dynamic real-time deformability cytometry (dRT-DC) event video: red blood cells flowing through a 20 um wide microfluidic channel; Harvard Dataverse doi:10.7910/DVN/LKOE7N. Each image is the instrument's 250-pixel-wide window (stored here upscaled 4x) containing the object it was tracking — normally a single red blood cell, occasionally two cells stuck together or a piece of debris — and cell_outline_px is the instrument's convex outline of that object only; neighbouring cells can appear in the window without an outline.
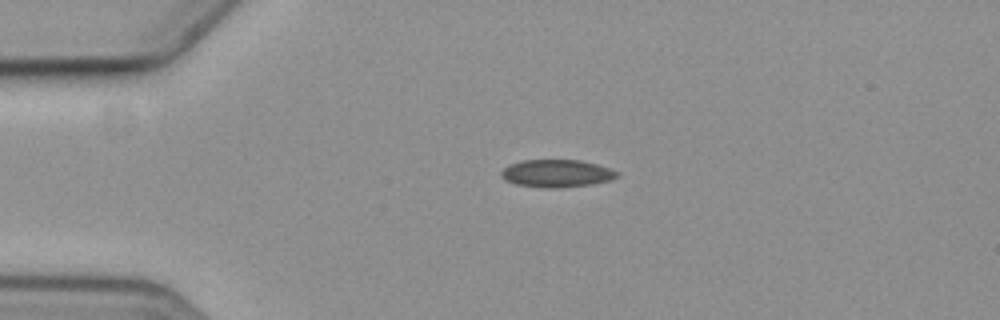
{"species": "common noctule bat (a hibernating species)", "species_latin": "Nyctalus noctula", "temperature_condition": "cold", "stored_images_in_passage": 3, "camera_frame_rate_fps": 3000, "um_per_image_px": 0.085, "animal": {"sex": "female", "body_mass_g": 19.3, "forearm_length_mm": 54.1}, "frame": {"image": 1, "passage_image": 1, "time_ms": 0.0, "image_size_px": [1000, 320], "cell_outline_px": [[620, 176], [612, 180], [592, 184], [552, 188], [516, 184], [504, 180], [500, 176], [500, 172], [508, 164], [520, 160], [580, 160], [612, 168], [620, 172]], "centroid_in_image_um": [47.34, 14.72], "position_along_channel_um": 37.7, "area_um2": 18.79}}